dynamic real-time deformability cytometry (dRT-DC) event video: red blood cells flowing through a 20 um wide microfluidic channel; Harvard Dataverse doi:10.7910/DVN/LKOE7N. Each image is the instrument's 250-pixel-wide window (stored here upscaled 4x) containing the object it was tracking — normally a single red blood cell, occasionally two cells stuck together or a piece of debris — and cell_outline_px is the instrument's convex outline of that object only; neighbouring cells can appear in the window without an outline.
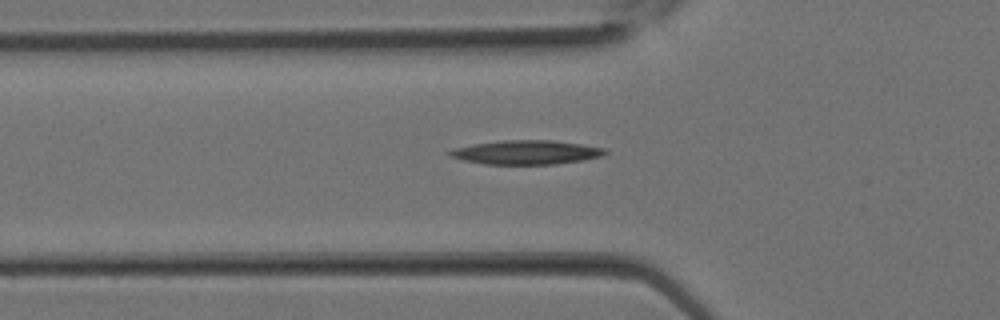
{"species": "Egyptian fruit bat (a non-hibernating species)", "species_latin": "Rousettus aegyptiacus", "temperature_condition": "room temperature", "stored_images_in_passage": 26, "camera_frame_rate_fps": 3000, "um_per_image_px": 0.085, "animal": {"sex": "female"}, "frame": {"image": 1, "passage_image": 9, "time_ms": 2.667, "image_size_px": [1000, 320], "cell_outline_px": [[608, 152], [600, 156], [584, 160], [556, 164], [484, 164], [464, 160], [452, 156], [448, 152], [456, 148], [472, 144], [504, 140], [552, 140], [580, 144], [604, 148]], "centroid_in_image_um": [44.76, 12.95], "position_along_channel_um": 81.0, "area_um2": 21.5}}
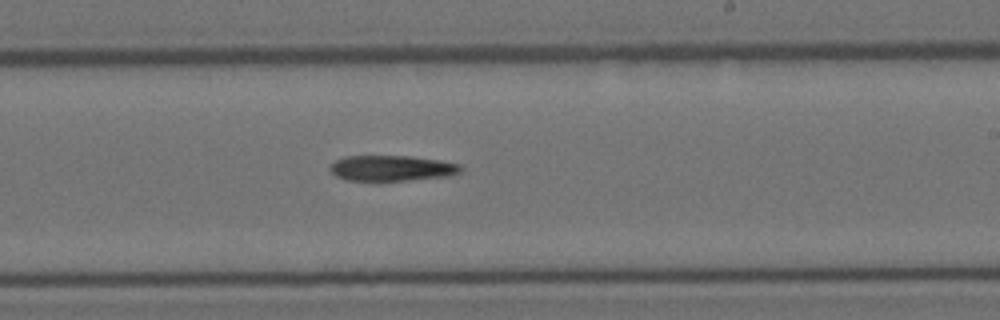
{"frame": {"image": 2, "passage_image": 17, "time_ms": 5.333, "image_size_px": [1000, 320], "cell_outline_px": [[464, 168], [460, 172], [452, 176], [380, 184], [344, 180], [336, 176], [328, 168], [336, 160], [348, 156], [408, 156], [440, 160], [460, 164]], "centroid_in_image_um": [33.31, 14.36], "position_along_channel_um": 255.7, "area_um2": 20.63}}
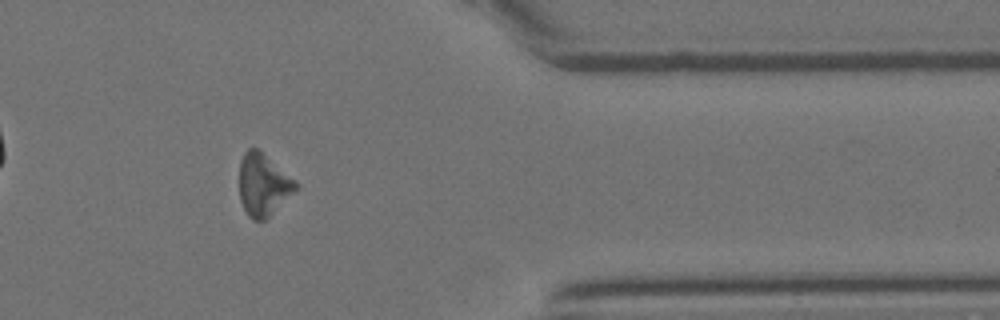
{"frame": {"image": 3, "passage_image": 24, "time_ms": 7.667, "image_size_px": [1000, 320], "cell_outline_px": [[300, 184], [264, 220], [252, 220], [248, 216], [240, 200], [240, 160], [244, 152], [248, 148], [260, 148], [296, 180]], "centroid_in_image_um": [22.36, 15.64], "position_along_channel_um": 389.0, "area_um2": 20.35}}